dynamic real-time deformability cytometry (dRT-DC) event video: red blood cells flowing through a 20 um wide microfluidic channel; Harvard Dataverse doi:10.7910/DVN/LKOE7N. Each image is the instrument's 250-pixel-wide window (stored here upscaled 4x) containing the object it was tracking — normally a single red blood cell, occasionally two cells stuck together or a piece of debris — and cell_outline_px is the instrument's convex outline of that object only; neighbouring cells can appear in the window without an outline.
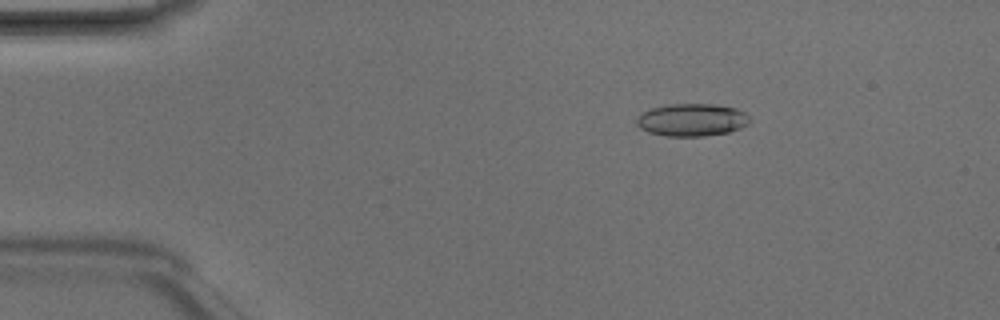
{"species": "Egyptian fruit bat (a non-hibernating species)", "species_latin": "Rousettus aegyptiacus", "temperature_condition": "room temperature", "stored_images_in_passage": 3, "camera_frame_rate_fps": 3000, "um_per_image_px": 0.085, "animal": {"sex": "male"}, "frame": {"image": 1, "passage_image": 2, "time_ms": 0.333, "image_size_px": [1000, 320], "cell_outline_px": [[752, 120], [748, 124], [740, 128], [728, 132], [704, 136], [664, 136], [648, 132], [640, 128], [636, 124], [636, 120], [644, 112], [652, 108], [668, 104], [716, 104], [736, 108], [744, 112]], "centroid_in_image_um": [58.83, 10.19], "position_along_channel_um": 26.2, "area_um2": 21.5}}